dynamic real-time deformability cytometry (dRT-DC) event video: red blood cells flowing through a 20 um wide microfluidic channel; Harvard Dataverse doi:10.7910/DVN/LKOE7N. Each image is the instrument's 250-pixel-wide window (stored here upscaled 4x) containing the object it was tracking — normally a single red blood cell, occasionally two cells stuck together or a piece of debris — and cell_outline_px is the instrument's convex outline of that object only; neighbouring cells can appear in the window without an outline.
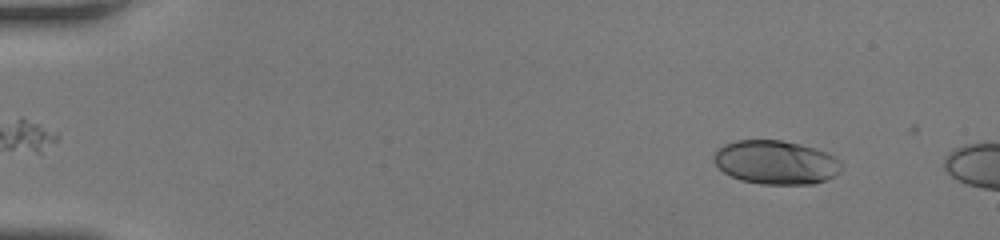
{"species": "human", "species_latin": "Homo sapiens", "temperature_condition": "room temperature", "stored_images_in_passage": 11, "camera_frame_rate_fps": 3000, "um_per_image_px": 0.085, "donor": {"sex": "female"}, "frame": {"image": 1, "passage_image": 1, "time_ms": 0.0, "image_size_px": [1000, 240], "cell_outline_px": [[840, 172], [836, 176], [828, 180], [812, 184], [760, 184], [740, 180], [724, 172], [712, 160], [712, 156], [724, 144], [736, 140], [780, 140], [800, 144], [824, 152], [840, 160]], "centroid_in_image_um": [65.94, 13.81], "position_along_channel_um": 19.1, "area_um2": 32.48}}